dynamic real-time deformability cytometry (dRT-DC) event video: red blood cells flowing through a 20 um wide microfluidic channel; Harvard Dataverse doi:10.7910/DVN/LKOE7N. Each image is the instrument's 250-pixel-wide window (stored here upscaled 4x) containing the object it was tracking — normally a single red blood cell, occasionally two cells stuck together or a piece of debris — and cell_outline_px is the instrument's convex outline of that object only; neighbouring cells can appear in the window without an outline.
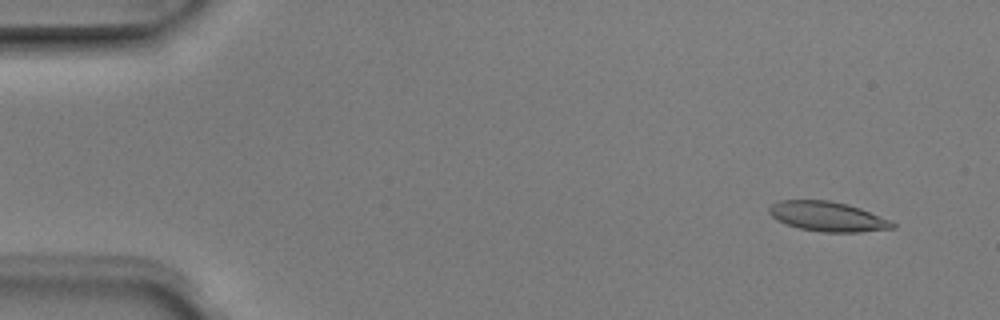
{"species": "Egyptian fruit bat (a non-hibernating species)", "species_latin": "Rousettus aegyptiacus", "temperature_condition": "room temperature", "stored_images_in_passage": 5, "camera_frame_rate_fps": 3000, "um_per_image_px": 0.085, "animal": {"sex": "male"}, "frame": {"image": 1, "passage_image": 2, "time_ms": 0.333, "image_size_px": [1000, 320], "cell_outline_px": [[896, 228], [860, 232], [820, 232], [800, 228], [776, 220], [768, 212], [768, 208], [772, 204], [780, 200], [828, 200], [848, 204], [860, 208], [892, 220], [896, 224]], "centroid_in_image_um": [70.38, 18.4], "position_along_channel_um": 14.6, "area_um2": 21.5}}
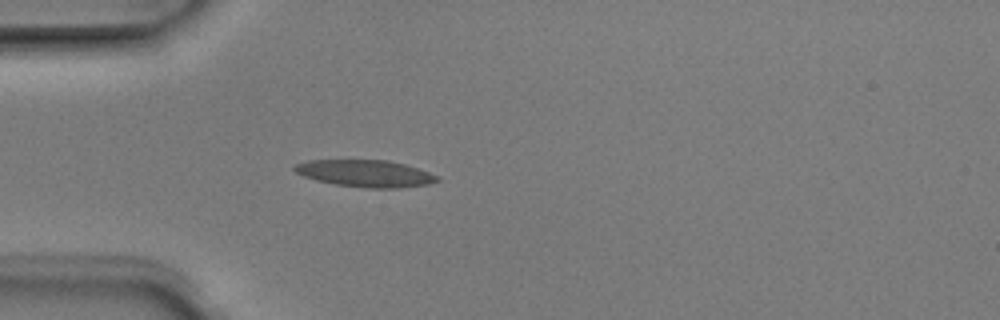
{"frame": {"image": 2, "passage_image": 5, "time_ms": 1.333, "image_size_px": [1000, 320], "cell_outline_px": [[440, 180], [428, 184], [400, 188], [372, 188], [336, 184], [316, 180], [304, 176], [296, 172], [292, 168], [296, 164], [308, 160], [388, 160], [404, 164], [440, 176]], "centroid_in_image_um": [31.07, 14.74], "position_along_channel_um": 53.9, "area_um2": 22.25}}